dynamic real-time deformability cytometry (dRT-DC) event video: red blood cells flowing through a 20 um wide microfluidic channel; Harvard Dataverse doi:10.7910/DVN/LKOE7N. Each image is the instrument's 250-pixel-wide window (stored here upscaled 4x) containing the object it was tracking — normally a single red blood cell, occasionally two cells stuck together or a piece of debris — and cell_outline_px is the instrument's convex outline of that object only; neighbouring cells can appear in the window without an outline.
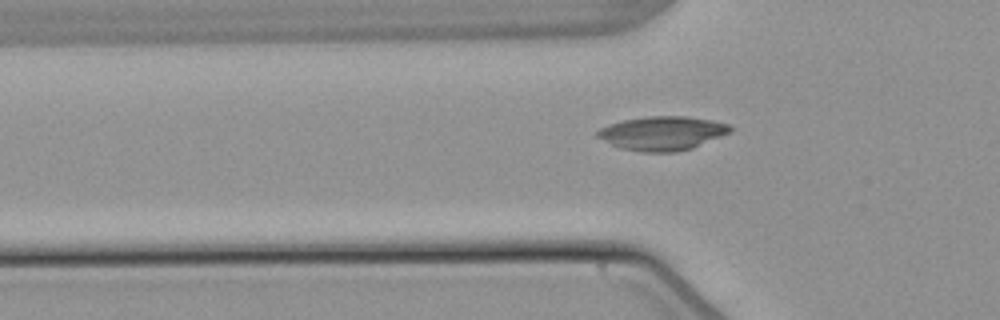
{"species": "common noctule bat (a hibernating species)", "species_latin": "Nyctalus noctula", "temperature_condition": "warm", "stored_images_in_passage": 39, "camera_frame_rate_fps": 3000, "um_per_image_px": 0.085, "animal": {"sex": "male", "body_mass_g": 21.5, "forearm_length_mm": 52.0}, "frame": {"image": 1, "passage_image": 6, "time_ms": 1.667, "image_size_px": [1000, 320], "cell_outline_px": [[732, 132], [692, 148], [676, 152], [640, 152], [620, 148], [596, 136], [596, 132], [600, 128], [608, 124], [624, 120], [648, 116], [684, 116], [712, 120], [728, 124], [732, 128]], "centroid_in_image_um": [56.3, 11.33], "position_along_channel_um": 69.5, "area_um2": 26.24}}
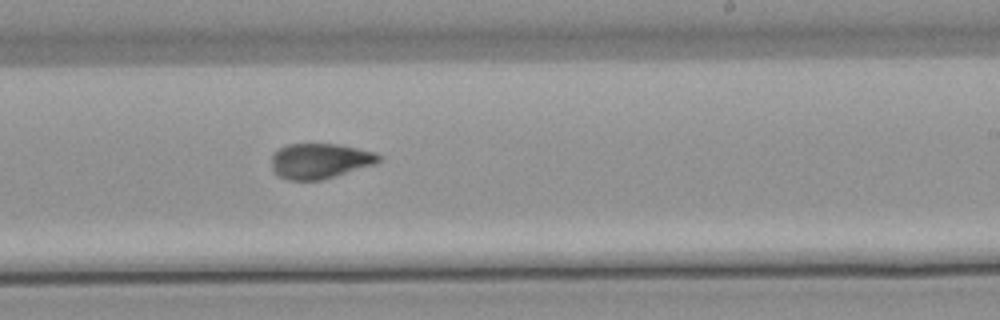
{"frame": {"image": 2, "passage_image": 21, "time_ms": 6.667, "image_size_px": [1000, 320], "cell_outline_px": [[384, 156], [376, 164], [336, 176], [320, 180], [288, 180], [276, 176], [272, 172], [272, 152], [288, 144], [336, 144], [376, 152]], "centroid_in_image_um": [27.18, 13.69], "position_along_channel_um": 261.8, "area_um2": 22.31}}
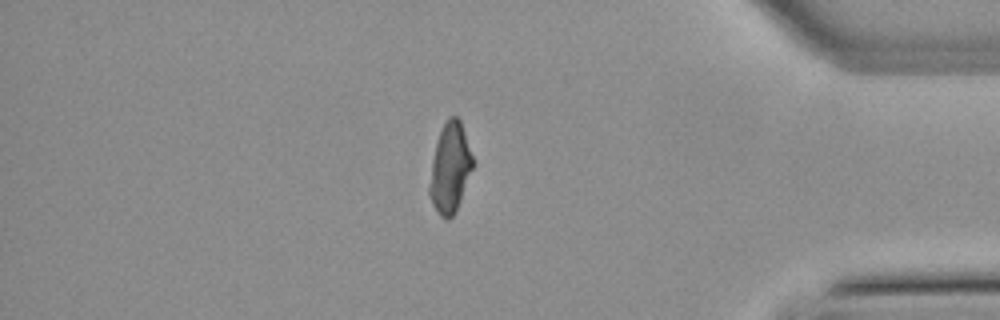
{"frame": {"image": 3, "passage_image": 34, "time_ms": 11.0, "image_size_px": [1000, 320], "cell_outline_px": [[476, 164], [456, 212], [448, 220], [440, 216], [432, 204], [428, 192], [428, 188], [432, 160], [436, 144], [440, 132], [448, 116], [456, 116], [460, 120]], "centroid_in_image_um": [38.28, 14.31], "position_along_channel_um": 396.9, "area_um2": 23.0}, "authors_computed_cell_mechanics": {"area_um2": 22.7732, "velocity_mm_per_s": 3.8438, "shape_relaxation_time_tau1_ms": null, "shape_relaxation_time_tau2_ms": 2.9483, "deformation_change_tau1": null, "deformation_change_tau2": 0.0736}}